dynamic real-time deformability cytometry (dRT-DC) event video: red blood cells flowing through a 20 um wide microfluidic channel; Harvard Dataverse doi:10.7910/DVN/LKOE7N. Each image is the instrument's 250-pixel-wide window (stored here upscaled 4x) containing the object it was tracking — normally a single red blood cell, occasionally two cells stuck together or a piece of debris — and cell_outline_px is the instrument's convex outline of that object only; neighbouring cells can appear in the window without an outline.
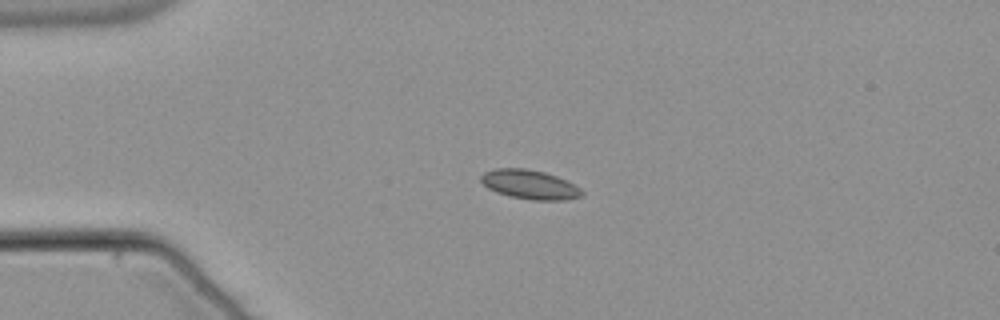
{"species": "common noctule bat (a hibernating species)", "species_latin": "Nyctalus noctula", "temperature_condition": "warm", "stored_images_in_passage": 42, "camera_frame_rate_fps": 3000, "um_per_image_px": 0.085, "animal": {"sex": "male", "body_mass_g": 21.5, "forearm_length_mm": 52.0}, "frame": {"image": 1, "passage_image": 1, "time_ms": 0.0, "image_size_px": [1000, 320], "cell_outline_px": [[584, 196], [568, 200], [532, 200], [508, 196], [496, 192], [488, 188], [480, 180], [480, 176], [484, 172], [492, 168], [524, 168], [544, 172], [556, 176], [580, 188], [584, 192]], "centroid_in_image_um": [45.01, 15.69], "position_along_channel_um": 40.0, "area_um2": 17.28}}
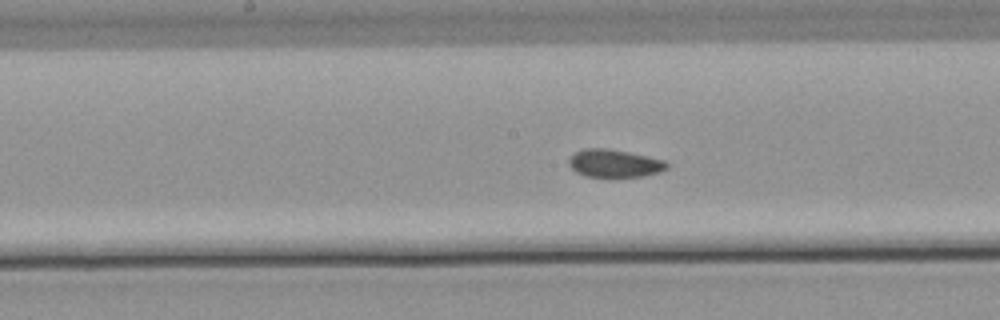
{"frame": {"image": 2, "passage_image": 16, "time_ms": 5.0, "image_size_px": [1000, 320], "cell_outline_px": [[668, 168], [660, 172], [644, 176], [584, 176], [576, 172], [568, 164], [568, 160], [576, 152], [584, 148], [608, 148], [648, 156], [664, 160], [668, 164]], "centroid_in_image_um": [52.23, 13.88], "position_along_channel_um": 196.0, "area_um2": 15.78}}
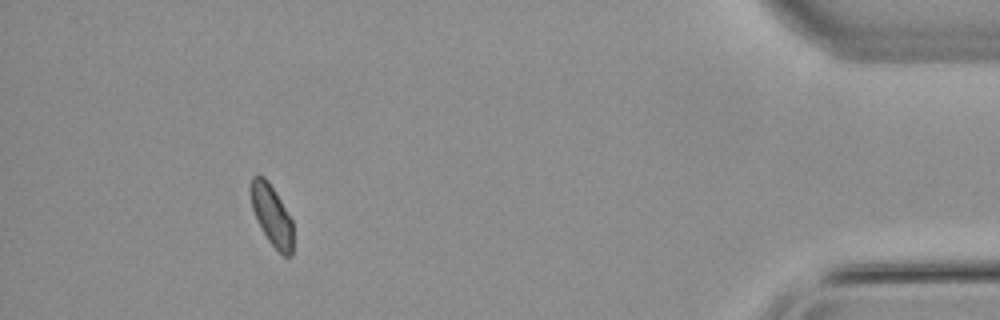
{"frame": {"image": 3, "passage_image": 38, "time_ms": 12.333, "image_size_px": [1000, 320], "cell_outline_px": [[292, 256], [284, 256], [268, 240], [256, 220], [252, 208], [252, 176], [264, 176], [268, 180], [292, 220]], "centroid_in_image_um": [23.11, 18.32], "position_along_channel_um": 412.1, "area_um2": 14.51}, "authors_computed_cell_mechanics": {"area_um2": 15.9239, "velocity_mm_per_s": 3.777, "shape_relaxation_time_tau1_ms": null, "shape_relaxation_time_tau2_ms": 1.5695, "deformation_change_tau1": null, "deformation_change_tau2": 0.0515}}